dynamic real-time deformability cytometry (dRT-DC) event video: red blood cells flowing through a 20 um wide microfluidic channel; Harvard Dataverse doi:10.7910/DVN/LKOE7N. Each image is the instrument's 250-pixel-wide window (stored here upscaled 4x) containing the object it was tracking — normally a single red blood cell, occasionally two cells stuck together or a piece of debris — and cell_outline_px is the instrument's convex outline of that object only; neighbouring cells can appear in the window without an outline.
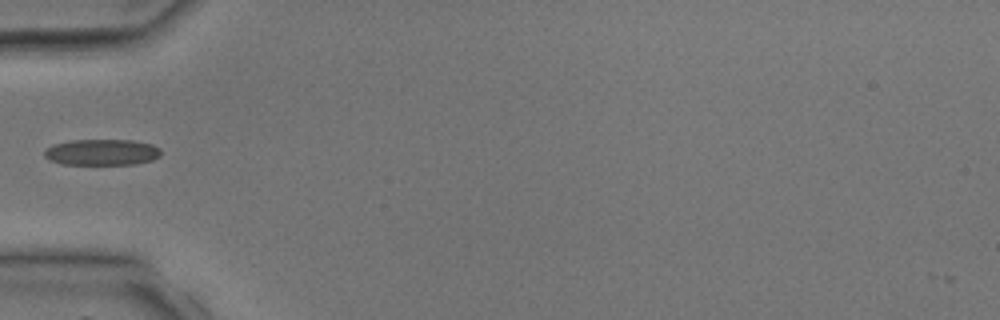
{"species": "common noctule bat (a hibernating species)", "species_latin": "Nyctalus noctula", "temperature_condition": "room temperature", "stored_images_in_passage": 1, "camera_frame_rate_fps": 3000, "um_per_image_px": 0.085, "animal": {"sex": "male", "body_mass_g": 17.9, "forearm_length_mm": 54.2}, "frame": {"image": 1, "passage_image": 1, "time_ms": 0.0, "image_size_px": [1000, 320], "cell_outline_px": [[160, 156], [152, 160], [136, 164], [64, 164], [52, 160], [44, 156], [44, 152], [52, 144], [72, 140], [132, 140], [152, 144], [160, 148]], "centroid_in_image_um": [8.69, 12.93], "position_along_channel_um": 76.3, "area_um2": 17.63}}